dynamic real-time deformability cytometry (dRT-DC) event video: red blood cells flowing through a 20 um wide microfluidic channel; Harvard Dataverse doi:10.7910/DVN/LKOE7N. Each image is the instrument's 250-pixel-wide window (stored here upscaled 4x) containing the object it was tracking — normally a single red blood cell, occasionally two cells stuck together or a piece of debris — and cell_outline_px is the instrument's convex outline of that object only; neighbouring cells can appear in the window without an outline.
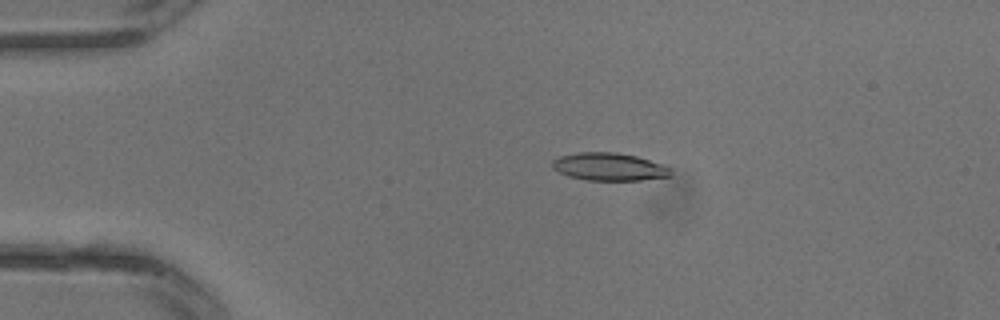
{"species": "common noctule bat (a hibernating species)", "species_latin": "Nyctalus noctula", "temperature_condition": "warm", "stored_images_in_passage": 32, "camera_frame_rate_fps": 3000, "um_per_image_px": 0.085, "animal": {"sex": "male", "body_mass_g": 13.3}, "frame": {"image": 1, "passage_image": 7, "time_ms": 2.0, "image_size_px": [1000, 320], "cell_outline_px": [[672, 176], [640, 180], [584, 180], [568, 176], [552, 168], [552, 160], [560, 156], [580, 152], [616, 152], [636, 156], [672, 168]], "centroid_in_image_um": [51.77, 14.18], "position_along_channel_um": 33.2, "area_um2": 19.13}}
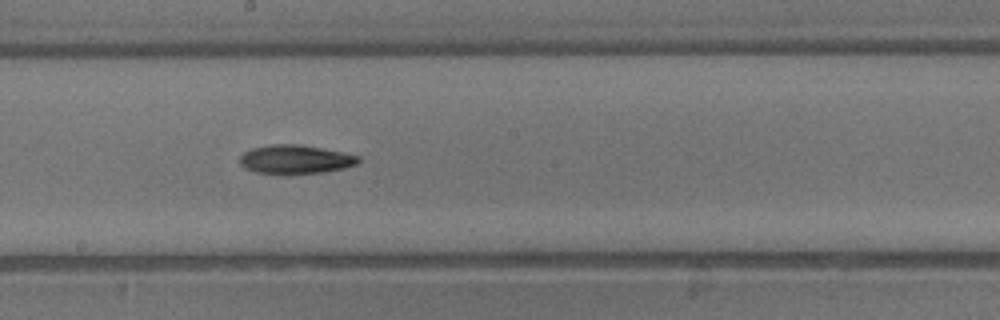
{"frame": {"image": 2, "passage_image": 18, "time_ms": 5.667, "image_size_px": [1000, 320], "cell_outline_px": [[360, 160], [356, 164], [344, 168], [324, 172], [256, 172], [244, 168], [240, 164], [240, 156], [244, 152], [252, 148], [272, 144], [300, 144], [344, 152], [360, 156]], "centroid_in_image_um": [25.13, 13.51], "position_along_channel_um": 223.1, "area_um2": 19.48}}
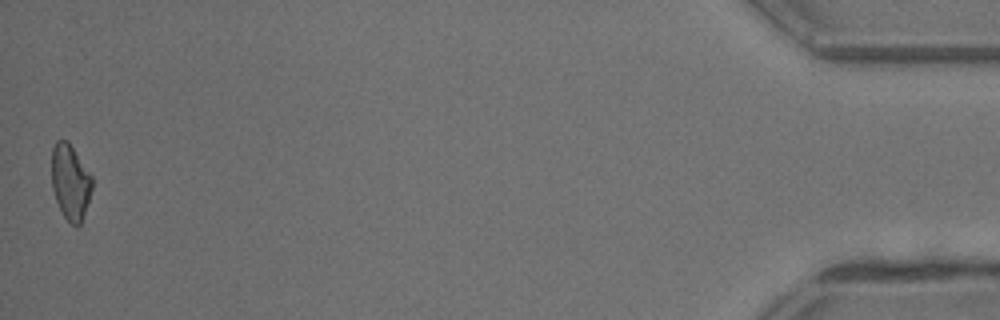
{"frame": {"image": 3, "passage_image": 32, "time_ms": 10.333, "image_size_px": [1000, 320], "cell_outline_px": [[92, 188], [80, 224], [76, 228], [64, 216], [56, 200], [52, 188], [52, 148], [56, 140], [68, 140], [92, 176]], "centroid_in_image_um": [5.97, 15.44], "position_along_channel_um": 429.2, "area_um2": 17.57}}